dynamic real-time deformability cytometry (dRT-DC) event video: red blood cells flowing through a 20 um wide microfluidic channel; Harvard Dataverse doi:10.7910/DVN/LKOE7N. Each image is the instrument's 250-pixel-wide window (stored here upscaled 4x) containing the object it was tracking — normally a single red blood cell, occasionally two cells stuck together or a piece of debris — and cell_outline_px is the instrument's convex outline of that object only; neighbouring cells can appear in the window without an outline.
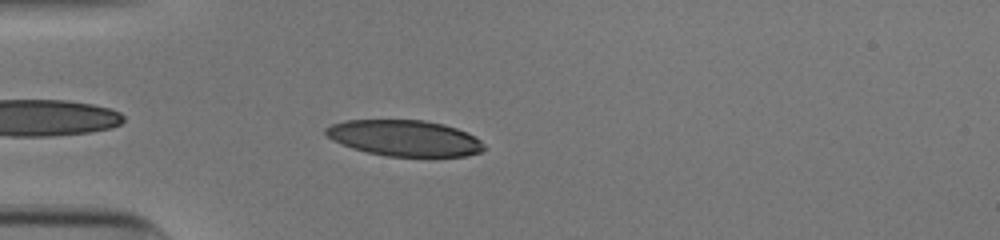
{"species": "human", "species_latin": "Homo sapiens", "temperature_condition": "cold", "stored_images_in_passage": 40, "camera_frame_rate_fps": 3000, "um_per_image_px": 0.085, "donor": {"sex": "male"}, "frame": {"image": 1, "passage_image": 3, "time_ms": 0.667, "image_size_px": [1000, 240], "cell_outline_px": [[484, 148], [480, 152], [464, 156], [392, 156], [372, 152], [356, 148], [344, 144], [328, 136], [328, 128], [336, 124], [352, 120], [420, 120], [440, 124], [464, 132], [472, 136]], "centroid_in_image_um": [34.42, 11.74], "position_along_channel_um": 50.6, "area_um2": 31.5}}
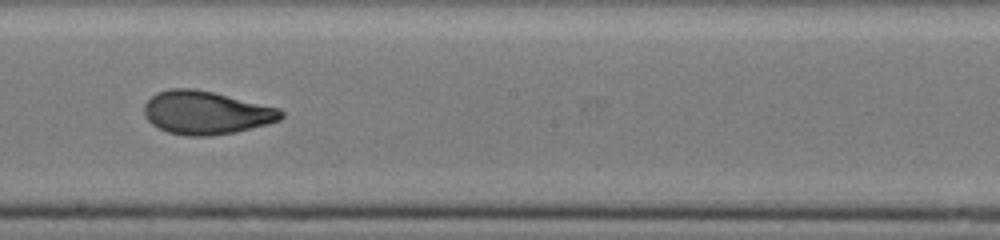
{"frame": {"image": 2, "passage_image": 18, "time_ms": 5.667, "image_size_px": [1000, 240], "cell_outline_px": [[280, 116], [276, 120], [232, 132], [172, 132], [160, 128], [148, 116], [148, 100], [152, 96], [160, 92], [208, 92], [276, 108], [280, 112]], "centroid_in_image_um": [17.56, 9.57], "position_along_channel_um": 230.6, "area_um2": 30.06}}
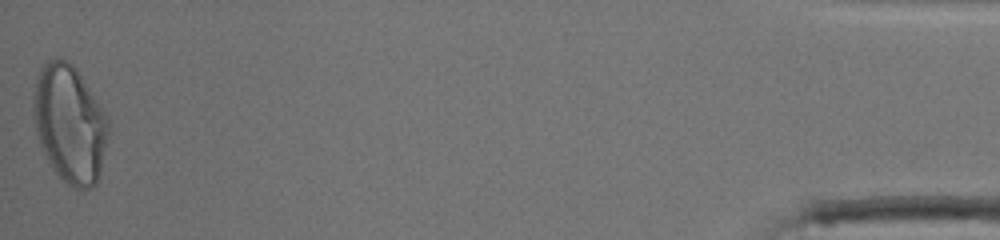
{"frame": {"image": 3, "passage_image": 40, "time_ms": 13.0, "image_size_px": [1000, 240], "cell_outline_px": [[96, 116], [76, 180], [72, 180], [64, 176], [60, 172], [44, 140], [40, 128], [40, 80], [44, 72], [56, 60], [60, 60], [68, 64], [72, 68]], "centroid_in_image_um": [5.53, 10.0], "position_along_channel_um": 429.7, "area_um2": 32.71}, "authors_computed_cell_mechanics": {"area_um2": 31.5588, "velocity_mm_per_s": 3.9244, "shape_relaxation_time_tau1_ms": 7.0241, "shape_relaxation_time_tau2_ms": 0.8342, "deformation_change_tau1": 0.2721, "deformation_change_tau2": 0.0669}}